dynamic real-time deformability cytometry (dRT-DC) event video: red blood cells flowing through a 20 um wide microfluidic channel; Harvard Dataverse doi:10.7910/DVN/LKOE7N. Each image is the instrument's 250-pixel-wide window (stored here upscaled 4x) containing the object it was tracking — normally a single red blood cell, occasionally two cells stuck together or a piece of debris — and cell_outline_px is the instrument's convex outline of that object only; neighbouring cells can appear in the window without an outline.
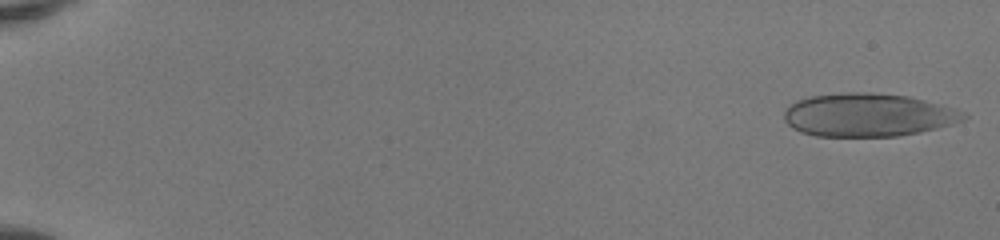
{"species": "human", "species_latin": "Homo sapiens", "temperature_condition": "room temperature", "stored_images_in_passage": 50, "camera_frame_rate_fps": 3000, "um_per_image_px": 0.085, "donor": {"sex": "female"}, "frame": {"image": 1, "passage_image": 1, "time_ms": 0.0, "image_size_px": [1000, 240], "cell_outline_px": [[968, 116], [964, 120], [952, 124], [920, 132], [896, 136], [816, 136], [800, 132], [792, 128], [784, 120], [784, 108], [796, 100], [808, 96], [840, 92], [868, 92], [908, 96], [956, 108], [964, 112]], "centroid_in_image_um": [73.75, 9.76], "position_along_channel_um": 11.3, "area_um2": 45.55}}
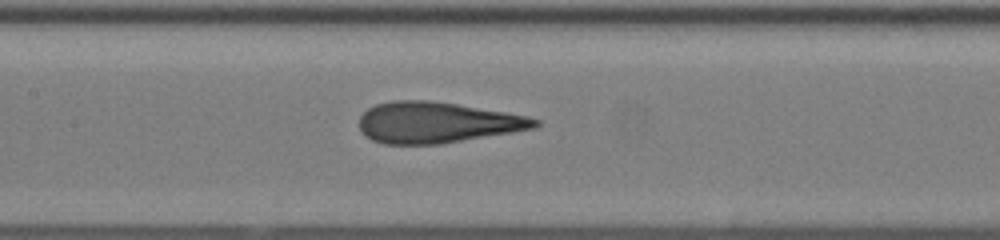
{"frame": {"image": 2, "passage_image": 26, "time_ms": 8.333, "image_size_px": [1000, 240], "cell_outline_px": [[540, 124], [536, 128], [440, 144], [384, 144], [372, 140], [360, 128], [360, 116], [368, 108], [376, 104], [392, 100], [428, 100], [456, 104], [528, 116], [540, 120]], "centroid_in_image_um": [37.15, 10.41], "position_along_channel_um": 170.3, "area_um2": 41.67}}
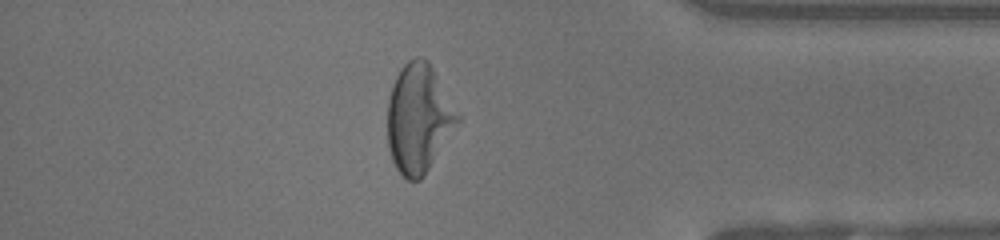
{"frame": {"image": 3, "passage_image": 44, "time_ms": 14.333, "image_size_px": [1000, 240], "cell_outline_px": [[460, 120], [424, 176], [420, 180], [408, 180], [396, 168], [392, 160], [388, 148], [388, 100], [392, 84], [400, 68], [408, 60], [416, 56], [420, 56], [428, 60], [460, 116]], "centroid_in_image_um": [35.57, 10.05], "position_along_channel_um": 399.6, "area_um2": 44.1}, "authors_computed_cell_mechanics": {"area_um2": 43.5812, "velocity_mm_per_s": 4.142, "shape_relaxation_time_tau1_ms": 6.9473, "shape_relaxation_time_tau2_ms": 0.8074, "deformation_change_tau1": 0.2625, "deformation_change_tau2": 0.0966}}